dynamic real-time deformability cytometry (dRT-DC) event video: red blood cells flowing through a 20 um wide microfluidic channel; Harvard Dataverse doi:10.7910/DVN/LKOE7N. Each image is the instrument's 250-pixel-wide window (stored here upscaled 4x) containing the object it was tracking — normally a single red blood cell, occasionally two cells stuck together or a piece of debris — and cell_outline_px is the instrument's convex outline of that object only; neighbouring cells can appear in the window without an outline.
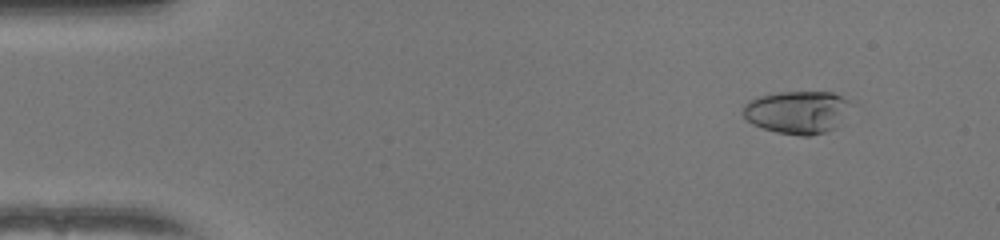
{"species": "human", "species_latin": "Homo sapiens", "temperature_condition": "warm", "stored_images_in_passage": 52, "camera_frame_rate_fps": 3000, "um_per_image_px": 0.085, "donor": {"sex": "female"}, "frame": {"image": 1, "passage_image": 6, "time_ms": 1.667, "image_size_px": [1000, 240], "cell_outline_px": [[852, 100], [836, 128], [824, 132], [808, 136], [800, 136], [776, 132], [752, 124], [744, 116], [744, 104], [748, 100], [756, 96], [780, 92], [832, 92]], "centroid_in_image_um": [67.75, 9.52], "position_along_channel_um": 17.3, "area_um2": 26.82}}
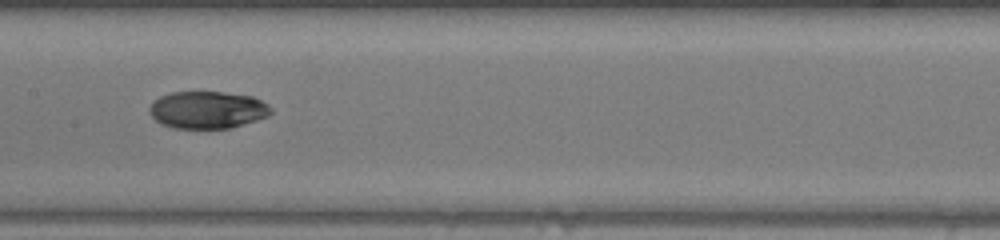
{"frame": {"image": 2, "passage_image": 27, "time_ms": 8.667, "image_size_px": [1000, 240], "cell_outline_px": [[272, 112], [268, 116], [232, 128], [172, 128], [160, 124], [148, 112], [148, 108], [160, 96], [172, 92], [224, 92], [252, 96], [268, 104], [272, 108]], "centroid_in_image_um": [17.64, 9.34], "position_along_channel_um": 189.8, "area_um2": 26.47}}
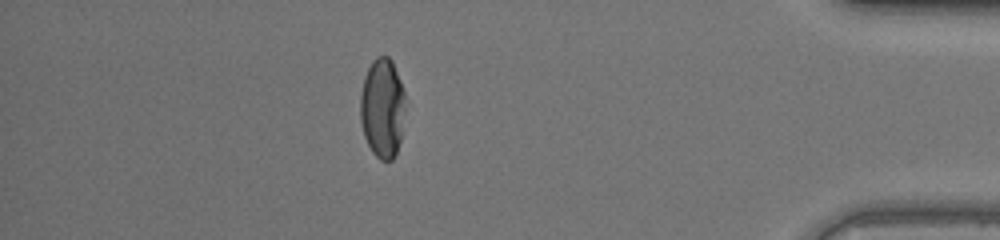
{"frame": {"image": 3, "passage_image": 46, "time_ms": 15.0, "image_size_px": [1000, 240], "cell_outline_px": [[404, 108], [400, 140], [396, 152], [392, 160], [380, 160], [372, 152], [364, 136], [360, 120], [360, 96], [364, 76], [372, 60], [376, 56], [388, 56], [392, 60], [400, 80], [404, 92]], "centroid_in_image_um": [32.48, 9.16], "position_along_channel_um": 402.7, "area_um2": 26.07}, "authors_computed_cell_mechanics": {"area_um2": 26.8192, "velocity_mm_per_s": 4.0632, "shape_relaxation_time_tau1_ms": 7.3249, "shape_relaxation_time_tau2_ms": 5.8228, "deformation_change_tau1": 0.2447, "deformation_change_tau2": 0.0389}}